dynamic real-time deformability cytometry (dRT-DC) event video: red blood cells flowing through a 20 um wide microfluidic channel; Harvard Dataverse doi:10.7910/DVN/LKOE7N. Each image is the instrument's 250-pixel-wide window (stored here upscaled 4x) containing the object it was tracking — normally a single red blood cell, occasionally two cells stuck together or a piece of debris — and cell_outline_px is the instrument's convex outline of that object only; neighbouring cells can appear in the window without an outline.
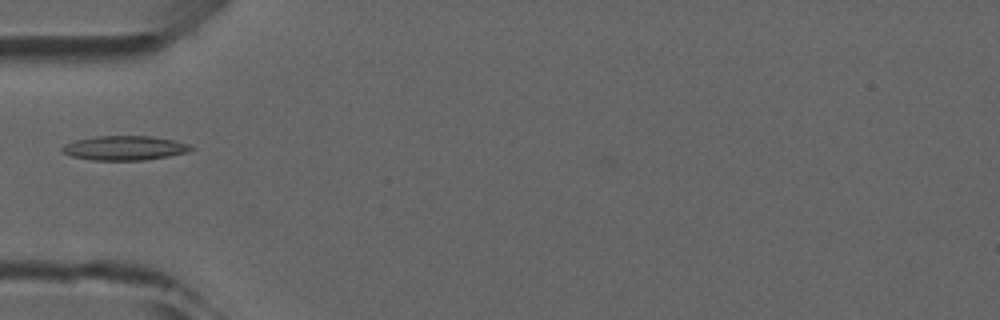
{"species": "common noctule bat (a hibernating species)", "species_latin": "Nyctalus noctula", "temperature_condition": "room temperature", "stored_images_in_passage": 3, "camera_frame_rate_fps": 3000, "um_per_image_px": 0.085, "animal": {"sex": "male", "forearm_length_mm": 52.5}, "frame": {"image": 1, "passage_image": 2, "time_ms": 2.0, "image_size_px": [1000, 320], "cell_outline_px": [[196, 148], [184, 152], [168, 156], [144, 160], [92, 160], [72, 156], [64, 152], [60, 148], [64, 144], [76, 140], [96, 136], [148, 136], [172, 140], [188, 144]], "centroid_in_image_um": [10.56, 12.58], "position_along_channel_um": 74.4, "area_um2": 18.03}}